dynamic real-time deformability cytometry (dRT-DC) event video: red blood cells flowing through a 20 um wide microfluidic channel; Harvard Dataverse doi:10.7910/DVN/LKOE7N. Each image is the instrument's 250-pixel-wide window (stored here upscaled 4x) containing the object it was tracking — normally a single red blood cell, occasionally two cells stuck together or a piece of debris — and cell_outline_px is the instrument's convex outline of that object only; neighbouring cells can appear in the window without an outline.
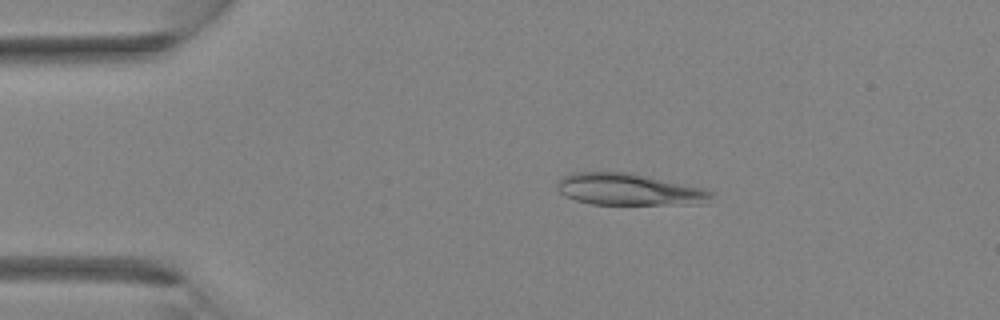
{"species": "Egyptian fruit bat (a non-hibernating species)", "species_latin": "Rousettus aegyptiacus", "temperature_condition": "room temperature", "stored_images_in_passage": 4, "camera_frame_rate_fps": 3000, "um_per_image_px": 0.085, "animal": {"sex": "female"}, "frame": {"image": 1, "passage_image": 3, "time_ms": 2.0, "image_size_px": [1000, 320], "cell_outline_px": [[712, 196], [704, 204], [592, 204], [576, 200], [564, 196], [560, 192], [556, 184], [556, 180], [560, 176], [572, 172], [632, 172], [704, 188], [712, 192]], "centroid_in_image_um": [53.42, 16.09], "position_along_channel_um": 31.6, "area_um2": 28.78}}